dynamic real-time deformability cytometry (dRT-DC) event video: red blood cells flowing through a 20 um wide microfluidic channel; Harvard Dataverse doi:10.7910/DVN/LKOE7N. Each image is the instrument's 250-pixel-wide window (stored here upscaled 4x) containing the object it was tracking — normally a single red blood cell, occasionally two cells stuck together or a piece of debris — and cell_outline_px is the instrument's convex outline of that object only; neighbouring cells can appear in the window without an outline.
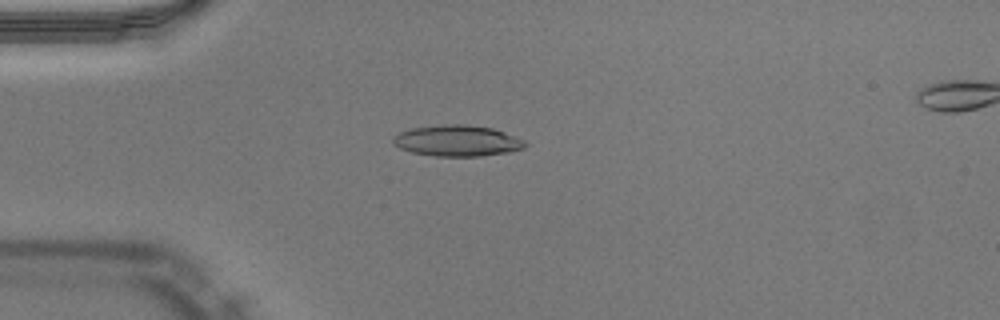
{"species": "Egyptian fruit bat (a non-hibernating species)", "species_latin": "Rousettus aegyptiacus", "temperature_condition": "warm", "stored_images_in_passage": 51, "camera_frame_rate_fps": 3000, "um_per_image_px": 0.085, "animal": {"sex": "male"}, "frame": {"image": 1, "passage_image": 14, "time_ms": 4.333, "image_size_px": [1000, 320], "cell_outline_px": [[528, 144], [524, 148], [512, 152], [480, 156], [436, 156], [412, 152], [400, 148], [392, 144], [392, 136], [400, 132], [412, 128], [448, 124], [464, 124], [492, 128], [504, 132], [524, 140]], "centroid_in_image_um": [38.87, 11.97], "position_along_channel_um": 46.1, "area_um2": 23.93}}
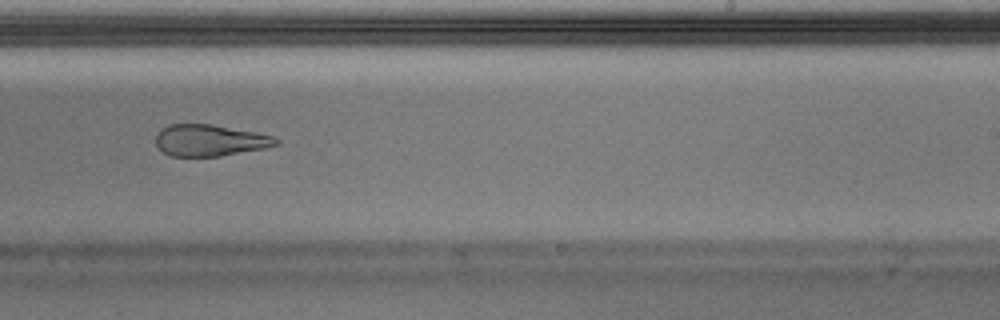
{"frame": {"image": 2, "passage_image": 32, "time_ms": 10.333, "image_size_px": [1000, 320], "cell_outline_px": [[280, 140], [276, 144], [264, 148], [220, 156], [172, 156], [164, 152], [156, 144], [156, 136], [160, 128], [168, 124], [212, 124], [256, 132], [272, 136]], "centroid_in_image_um": [17.81, 11.92], "position_along_channel_um": 271.2, "area_um2": 21.96}}
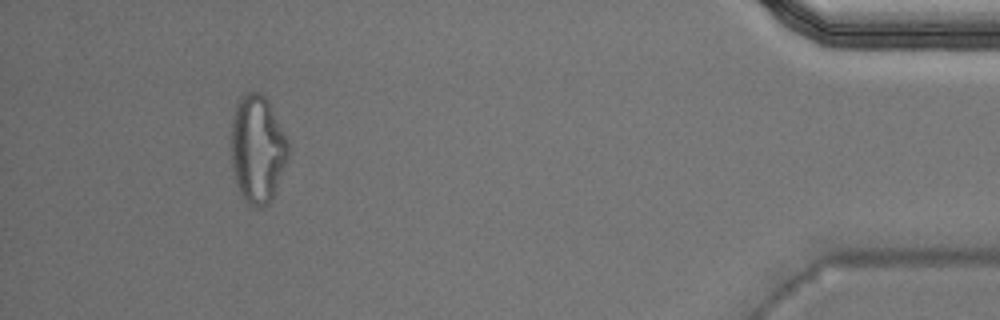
{"frame": {"image": 3, "passage_image": 47, "time_ms": 15.333, "image_size_px": [1000, 320], "cell_outline_px": [[288, 160], [272, 196], [268, 204], [264, 208], [260, 208], [248, 204], [244, 200], [240, 192], [232, 168], [232, 120], [236, 104], [240, 96], [248, 92], [260, 92], [268, 100], [288, 140]], "centroid_in_image_um": [21.89, 12.66], "position_along_channel_um": 413.3, "area_um2": 35.66}, "authors_computed_cell_mechanics": {"area_um2": 23.7558, "velocity_mm_per_s": 4.0455, "shape_relaxation_time_tau1_ms": null, "shape_relaxation_time_tau2_ms": 2.8446, "deformation_change_tau1": null, "deformation_change_tau2": 0.1211}}